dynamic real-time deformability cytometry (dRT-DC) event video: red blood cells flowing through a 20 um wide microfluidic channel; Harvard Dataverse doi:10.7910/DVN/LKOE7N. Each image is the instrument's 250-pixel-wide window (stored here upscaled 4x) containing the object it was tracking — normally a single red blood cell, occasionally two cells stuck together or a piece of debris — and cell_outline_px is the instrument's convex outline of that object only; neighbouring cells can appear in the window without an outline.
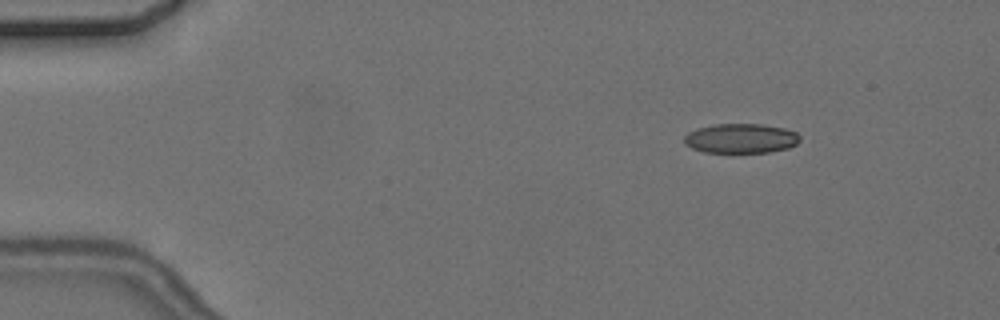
{"species": "common noctule bat (a hibernating species)", "species_latin": "Nyctalus noctula", "temperature_condition": "cold", "stored_images_in_passage": 4, "camera_frame_rate_fps": 3000, "um_per_image_px": 0.085, "animal": {"sex": "female", "body_mass_g": 24.6, "forearm_length_mm": 56.2}, "frame": {"image": 1, "passage_image": 2, "time_ms": 1.333, "image_size_px": [1000, 320], "cell_outline_px": [[800, 140], [796, 144], [788, 148], [768, 152], [704, 152], [692, 148], [684, 144], [684, 136], [688, 132], [696, 128], [716, 124], [764, 124], [784, 128], [796, 132], [800, 136]], "centroid_in_image_um": [62.96, 11.76], "position_along_channel_um": 22.0, "area_um2": 20.0}}